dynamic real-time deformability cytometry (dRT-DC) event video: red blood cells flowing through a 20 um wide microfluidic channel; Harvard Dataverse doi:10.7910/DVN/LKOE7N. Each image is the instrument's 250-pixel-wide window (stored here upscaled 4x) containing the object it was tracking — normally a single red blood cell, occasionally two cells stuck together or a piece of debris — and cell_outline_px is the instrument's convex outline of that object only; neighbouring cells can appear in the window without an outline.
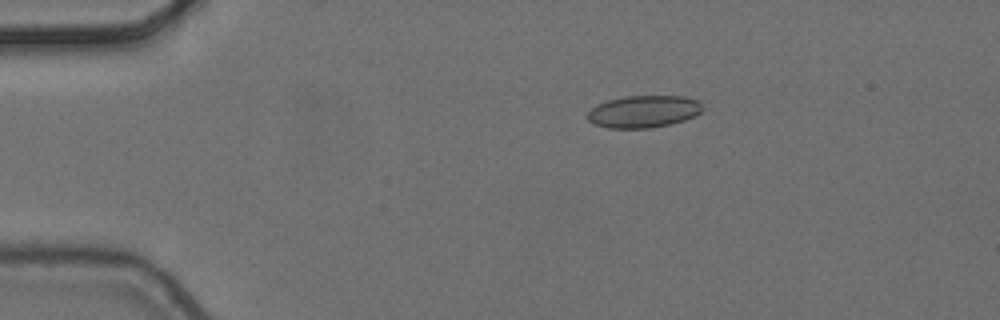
{"species": "common noctule bat (a hibernating species)", "species_latin": "Nyctalus noctula", "temperature_condition": "cold", "stored_images_in_passage": 4, "camera_frame_rate_fps": 3000, "um_per_image_px": 0.085, "animal": {"sex": "female", "body_mass_g": 24.6, "forearm_length_mm": 56.2}, "frame": {"image": 1, "passage_image": 3, "time_ms": 0.667, "image_size_px": [1000, 320], "cell_outline_px": [[704, 108], [696, 116], [672, 124], [648, 128], [608, 128], [596, 124], [588, 120], [588, 112], [596, 104], [608, 100], [624, 96], [684, 96], [700, 100], [704, 104]], "centroid_in_image_um": [54.76, 9.47], "position_along_channel_um": 30.2, "area_um2": 21.79}}